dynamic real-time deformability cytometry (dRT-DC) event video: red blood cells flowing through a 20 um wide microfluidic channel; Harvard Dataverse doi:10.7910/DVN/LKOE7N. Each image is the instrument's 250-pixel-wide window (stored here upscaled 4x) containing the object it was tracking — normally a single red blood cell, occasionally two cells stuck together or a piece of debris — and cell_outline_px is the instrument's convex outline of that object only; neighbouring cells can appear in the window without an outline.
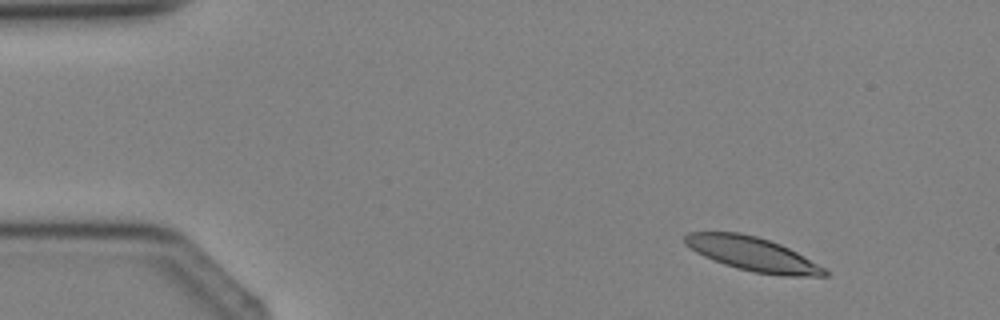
{"species": "Egyptian fruit bat (a non-hibernating species)", "species_latin": "Rousettus aegyptiacus", "temperature_condition": "cold", "stored_images_in_passage": 2, "camera_frame_rate_fps": 3000, "um_per_image_px": 0.085, "animal": {"sex": "female"}, "frame": {"image": 1, "passage_image": 1, "time_ms": 0.0, "image_size_px": [1000, 320], "cell_outline_px": [[828, 276], [784, 276], [756, 272], [736, 268], [712, 260], [696, 252], [684, 244], [684, 236], [688, 232], [740, 232], [756, 236], [780, 244], [804, 256], [824, 268], [828, 272]], "centroid_in_image_um": [63.94, 21.59], "position_along_channel_um": 21.1, "area_um2": 27.46}}